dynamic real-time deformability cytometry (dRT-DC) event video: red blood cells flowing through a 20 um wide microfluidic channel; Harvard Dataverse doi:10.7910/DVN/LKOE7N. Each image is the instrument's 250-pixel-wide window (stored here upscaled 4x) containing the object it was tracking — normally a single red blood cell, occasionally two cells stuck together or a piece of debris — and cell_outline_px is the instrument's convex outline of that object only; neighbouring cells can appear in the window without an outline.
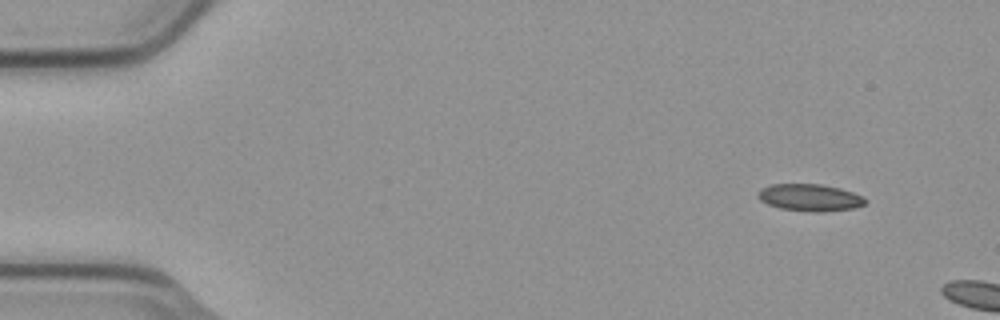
{"species": "common noctule bat (a hibernating species)", "species_latin": "Nyctalus noctula", "temperature_condition": "cold", "stored_images_in_passage": 2, "camera_frame_rate_fps": 3000, "um_per_image_px": 0.085, "animal": {"sex": "male", "body_mass_g": 23.1, "forearm_length_mm": 52.7}, "frame": {"image": 1, "passage_image": 1, "time_ms": 0.0, "image_size_px": [1000, 320], "cell_outline_px": [[868, 200], [864, 204], [852, 208], [824, 212], [808, 212], [780, 208], [768, 204], [760, 200], [756, 196], [756, 192], [760, 188], [772, 184], [820, 184], [840, 188], [864, 196]], "centroid_in_image_um": [68.81, 16.79], "position_along_channel_um": 16.2, "area_um2": 17.11}}